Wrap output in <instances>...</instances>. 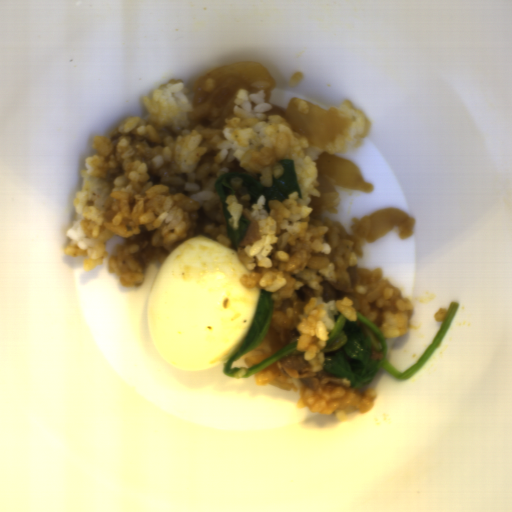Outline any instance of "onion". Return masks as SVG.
<instances>
[{
	"instance_id": "obj_1",
	"label": "onion",
	"mask_w": 512,
	"mask_h": 512,
	"mask_svg": "<svg viewBox=\"0 0 512 512\" xmlns=\"http://www.w3.org/2000/svg\"><path fill=\"white\" fill-rule=\"evenodd\" d=\"M210 77L216 81V87L212 92H204V82ZM257 82L270 83V87L264 91V101L269 102L277 83L262 63L246 60L207 71L194 85L188 120L192 121L194 127L223 128L225 119L234 118L233 108L238 90L245 88L248 93H253L256 91L253 83Z\"/></svg>"
},
{
	"instance_id": "obj_2",
	"label": "onion",
	"mask_w": 512,
	"mask_h": 512,
	"mask_svg": "<svg viewBox=\"0 0 512 512\" xmlns=\"http://www.w3.org/2000/svg\"><path fill=\"white\" fill-rule=\"evenodd\" d=\"M317 161V180L319 186L316 187L320 196L311 195V202L308 208L312 211L309 217L322 214L323 207L328 204H334L339 194L336 187H345L352 190H359L363 193H370L374 186L365 182L363 173L357 164L347 158H340L337 155L322 152Z\"/></svg>"
},
{
	"instance_id": "obj_3",
	"label": "onion",
	"mask_w": 512,
	"mask_h": 512,
	"mask_svg": "<svg viewBox=\"0 0 512 512\" xmlns=\"http://www.w3.org/2000/svg\"><path fill=\"white\" fill-rule=\"evenodd\" d=\"M292 98L285 111L284 119L295 132L305 136L308 143L324 149L344 133L349 126L347 117L341 118L339 108L324 109L312 103L306 102L309 108L308 114H301L298 106Z\"/></svg>"
},
{
	"instance_id": "obj_4",
	"label": "onion",
	"mask_w": 512,
	"mask_h": 512,
	"mask_svg": "<svg viewBox=\"0 0 512 512\" xmlns=\"http://www.w3.org/2000/svg\"><path fill=\"white\" fill-rule=\"evenodd\" d=\"M370 229L369 233L365 236V243L375 242L376 240L388 234L393 227L404 225L409 216L402 209L396 207H389L386 209L374 212L369 216Z\"/></svg>"
},
{
	"instance_id": "obj_5",
	"label": "onion",
	"mask_w": 512,
	"mask_h": 512,
	"mask_svg": "<svg viewBox=\"0 0 512 512\" xmlns=\"http://www.w3.org/2000/svg\"><path fill=\"white\" fill-rule=\"evenodd\" d=\"M270 352H265V353L258 354V355H255V356H247V357H245L243 362L245 363V365L247 367L250 368V367H252L254 365H257V364L261 363L262 361H264L267 358L273 356L274 354H276V353H270Z\"/></svg>"
},
{
	"instance_id": "obj_6",
	"label": "onion",
	"mask_w": 512,
	"mask_h": 512,
	"mask_svg": "<svg viewBox=\"0 0 512 512\" xmlns=\"http://www.w3.org/2000/svg\"><path fill=\"white\" fill-rule=\"evenodd\" d=\"M363 126H364V131H363L362 135L358 136L356 144L353 146H350V147L359 148L360 146H362L364 139L367 138V136H368V133L372 126V121L367 119L364 115H363Z\"/></svg>"
},
{
	"instance_id": "obj_7",
	"label": "onion",
	"mask_w": 512,
	"mask_h": 512,
	"mask_svg": "<svg viewBox=\"0 0 512 512\" xmlns=\"http://www.w3.org/2000/svg\"><path fill=\"white\" fill-rule=\"evenodd\" d=\"M268 385H271V386L276 387L278 389L287 390V391L293 390L294 393L298 392L297 386L294 383H288L287 381L286 382H280L277 379H273L272 381L269 382Z\"/></svg>"
}]
</instances>
